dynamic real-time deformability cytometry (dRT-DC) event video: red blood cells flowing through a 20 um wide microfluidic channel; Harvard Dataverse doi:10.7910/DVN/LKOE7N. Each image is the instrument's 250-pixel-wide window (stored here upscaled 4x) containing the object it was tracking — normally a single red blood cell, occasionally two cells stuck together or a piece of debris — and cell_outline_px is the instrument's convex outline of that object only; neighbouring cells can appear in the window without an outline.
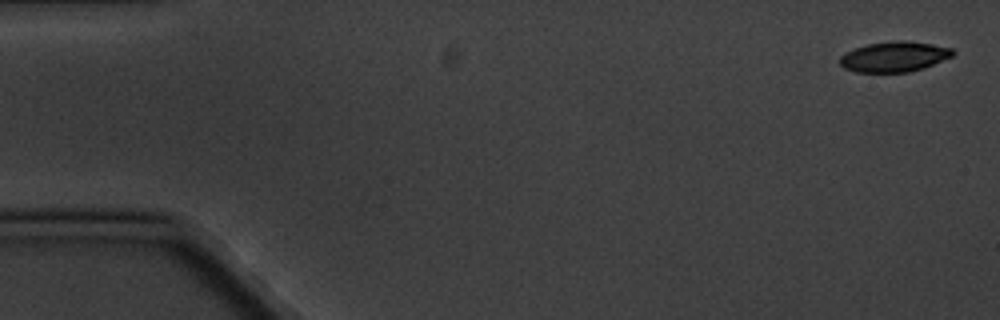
{"species": "common noctule bat (a hibernating species)", "species_latin": "Nyctalus noctula", "temperature_condition": "cold", "stored_images_in_passage": 8, "camera_frame_rate_fps": 3000, "um_per_image_px": 0.085, "animal": {"sex": "male", "body_mass_g": 20.1, "forearm_length_mm": 53.5}, "frame": {"image": 1, "passage_image": 1, "time_ms": 0.0, "image_size_px": [1000, 320], "cell_outline_px": [[956, 52], [952, 56], [924, 68], [908, 72], [856, 72], [844, 68], [840, 64], [840, 56], [856, 48], [868, 44], [896, 40], [904, 40], [932, 44], [952, 48]], "centroid_in_image_um": [76.03, 4.82], "position_along_channel_um": 9.0, "area_um2": 19.83}}
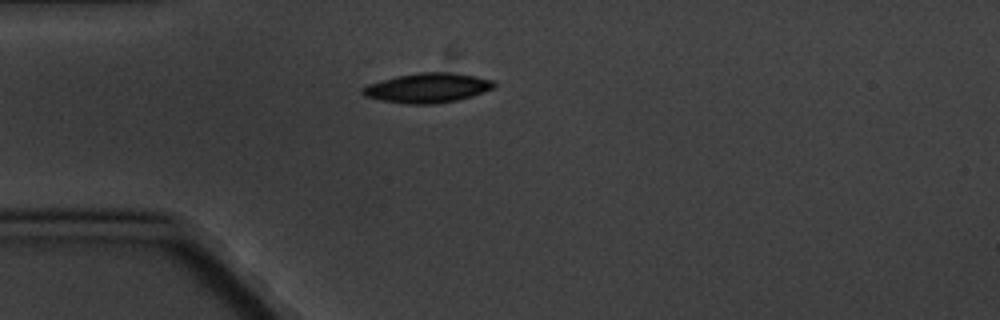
{"frame": {"image": 2, "passage_image": 5, "time_ms": 4.667, "image_size_px": [1000, 320], "cell_outline_px": [[496, 84], [492, 88], [472, 96], [456, 100], [432, 104], [408, 104], [384, 100], [364, 96], [360, 92], [360, 88], [368, 84], [396, 76], [420, 72], [452, 72], [476, 76], [496, 80]], "centroid_in_image_um": [36.34, 7.46], "position_along_channel_um": 48.7, "area_um2": 22.66}}